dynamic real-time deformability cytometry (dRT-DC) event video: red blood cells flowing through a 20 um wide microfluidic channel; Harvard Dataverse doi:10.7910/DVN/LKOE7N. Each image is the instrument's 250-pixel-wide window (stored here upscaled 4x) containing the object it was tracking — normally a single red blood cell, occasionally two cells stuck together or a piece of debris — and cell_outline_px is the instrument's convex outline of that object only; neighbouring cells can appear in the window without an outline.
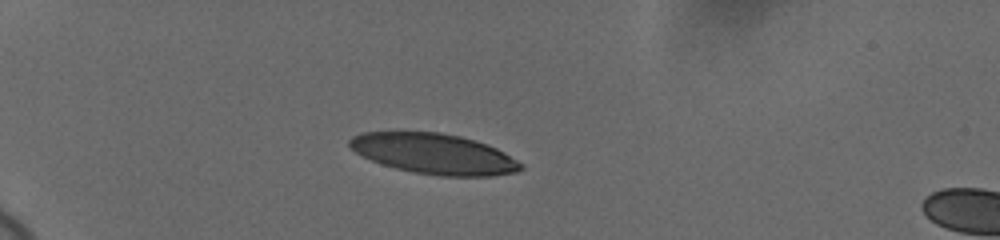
{"species": "human", "species_latin": "Homo sapiens", "temperature_condition": "cold", "stored_images_in_passage": 42, "camera_frame_rate_fps": 3000, "um_per_image_px": 0.085, "donor": {"sex": "female"}, "frame": {"image": 1, "passage_image": 1, "time_ms": 0.0, "image_size_px": [1000, 240], "cell_outline_px": [[524, 168], [516, 172], [492, 176], [440, 176], [416, 172], [396, 168], [372, 160], [356, 152], [348, 144], [348, 140], [352, 136], [360, 132], [440, 132], [460, 136], [488, 144], [504, 152], [524, 164]], "centroid_in_image_um": [36.93, 13.07], "position_along_channel_um": 48.1, "area_um2": 40.23}}
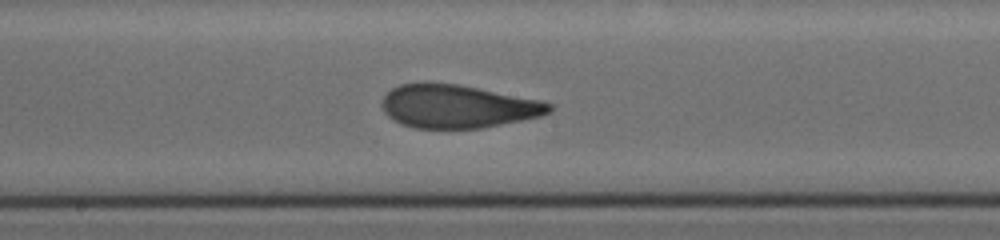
{"frame": {"image": 2, "passage_image": 18, "time_ms": 5.667, "image_size_px": [1000, 240], "cell_outline_px": [[552, 112], [540, 116], [480, 128], [416, 128], [400, 124], [392, 120], [384, 112], [380, 104], [384, 96], [392, 88], [400, 84], [424, 80], [460, 84], [540, 100], [552, 104]], "centroid_in_image_um": [38.83, 9.01], "position_along_channel_um": 209.4, "area_um2": 42.66}}
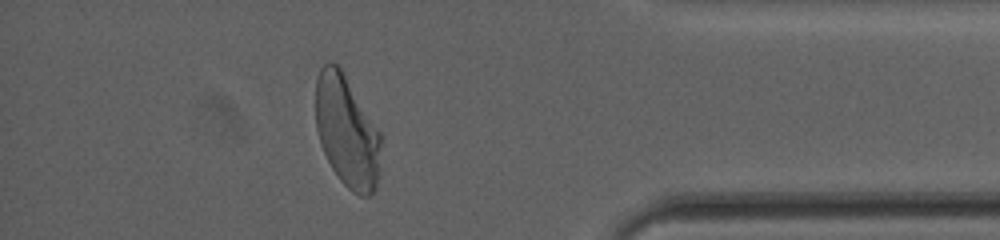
{"frame": {"image": 3, "passage_image": 36, "time_ms": 11.667, "image_size_px": [1000, 240], "cell_outline_px": [[380, 168], [376, 184], [372, 196], [360, 196], [352, 192], [340, 180], [332, 168], [324, 152], [316, 128], [316, 76], [320, 68], [328, 60], [332, 60], [344, 72], [380, 132]], "centroid_in_image_um": [29.48, 11.15], "position_along_channel_um": 405.7, "area_um2": 42.54}, "authors_computed_cell_mechanics": {"area_um2": 42.7431, "velocity_mm_per_s": 3.6472, "shape_relaxation_time_tau1_ms": 4.3369, "shape_relaxation_time_tau2_ms": 0.9643, "deformation_change_tau1": 0.1904, "deformation_change_tau2": 0.0817}}